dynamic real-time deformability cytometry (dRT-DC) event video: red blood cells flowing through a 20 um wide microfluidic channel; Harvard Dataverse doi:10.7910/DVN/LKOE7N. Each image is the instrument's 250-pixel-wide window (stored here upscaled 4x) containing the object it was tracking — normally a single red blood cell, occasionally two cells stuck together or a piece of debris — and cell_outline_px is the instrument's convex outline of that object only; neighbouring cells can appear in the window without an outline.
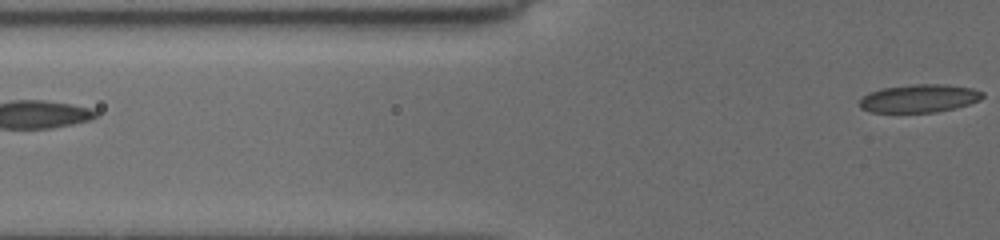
{"species": "common noctule bat (a hibernating species)", "species_latin": "Nyctalus noctula", "temperature_condition": "cold", "stored_images_in_passage": 4, "camera_frame_rate_fps": 3000, "um_per_image_px": 0.085, "animal": {"sex": "female", "body_mass_g": 19.5, "forearm_length_mm": 54.1}, "frame": {"image": 1, "passage_image": 4, "time_ms": 3.0, "image_size_px": [1000, 240], "cell_outline_px": [[984, 96], [980, 100], [956, 108], [936, 112], [872, 112], [860, 108], [860, 100], [868, 92], [880, 88], [912, 84], [944, 84], [972, 88], [984, 92]], "centroid_in_image_um": [78.14, 8.35], "position_along_channel_um": 47.7, "area_um2": 20.23}}